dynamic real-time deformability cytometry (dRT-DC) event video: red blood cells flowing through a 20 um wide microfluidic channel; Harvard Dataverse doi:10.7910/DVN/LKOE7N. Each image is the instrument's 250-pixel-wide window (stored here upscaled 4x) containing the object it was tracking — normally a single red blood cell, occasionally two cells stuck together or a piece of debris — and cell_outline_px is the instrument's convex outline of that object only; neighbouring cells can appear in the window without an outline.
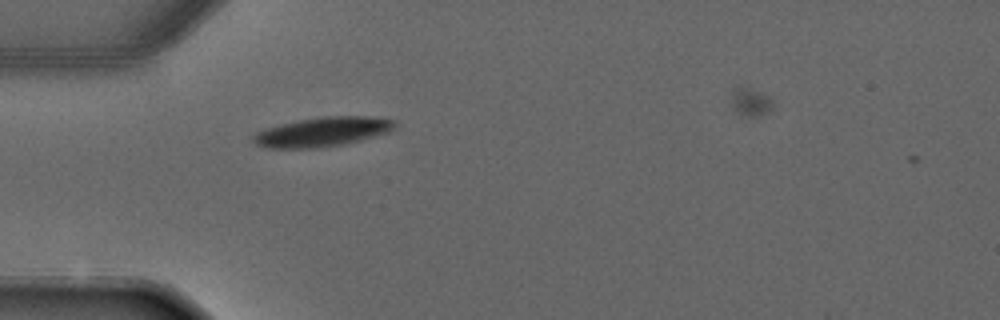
{"species": "common noctule bat (a hibernating species)", "species_latin": "Nyctalus noctula", "temperature_condition": "warm", "stored_images_in_passage": 2, "camera_frame_rate_fps": 3000, "um_per_image_px": 0.085, "animal": {"sex": "male", "forearm_length_mm": 52.5}, "frame": {"image": 1, "passage_image": 1, "time_ms": 0.0, "image_size_px": [1000, 320], "cell_outline_px": [[396, 128], [388, 132], [360, 140], [344, 144], [316, 148], [264, 148], [256, 144], [252, 140], [252, 136], [256, 132], [264, 128], [296, 120], [324, 116], [368, 116], [396, 120]], "centroid_in_image_um": [27.39, 11.2], "position_along_channel_um": 57.6, "area_um2": 24.45}}